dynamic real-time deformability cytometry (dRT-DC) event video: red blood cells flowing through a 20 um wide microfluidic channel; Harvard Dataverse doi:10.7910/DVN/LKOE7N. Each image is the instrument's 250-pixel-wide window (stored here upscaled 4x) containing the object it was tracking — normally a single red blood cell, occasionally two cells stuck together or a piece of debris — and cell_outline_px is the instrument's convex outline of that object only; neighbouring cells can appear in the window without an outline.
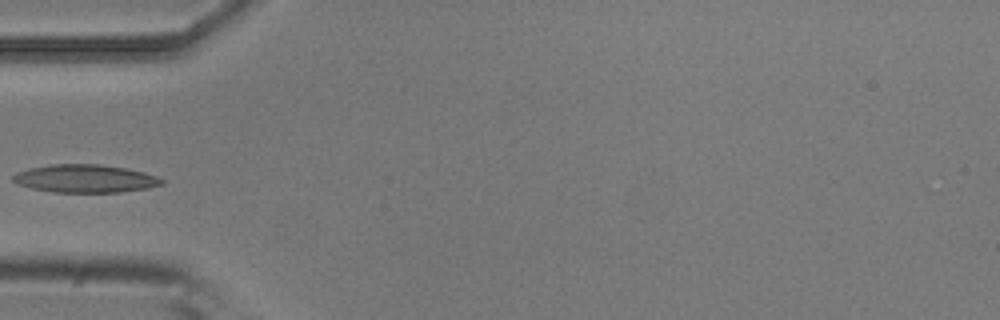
{"species": "common noctule bat (a hibernating species)", "species_latin": "Nyctalus noctula", "temperature_condition": "room temperature", "stored_images_in_passage": 6, "camera_frame_rate_fps": 3000, "um_per_image_px": 0.085, "animal": {"sex": "male", "body_mass_g": 20.5, "forearm_length_mm": 52.5}, "frame": {"image": 1, "passage_image": 5, "time_ms": 1.333, "image_size_px": [1000, 320], "cell_outline_px": [[164, 184], [148, 188], [120, 192], [52, 192], [32, 188], [16, 184], [12, 180], [12, 176], [16, 172], [32, 168], [52, 164], [100, 164], [124, 168], [144, 172], [156, 176], [164, 180]], "centroid_in_image_um": [7.23, 15.18], "position_along_channel_um": 77.8, "area_um2": 24.22}}
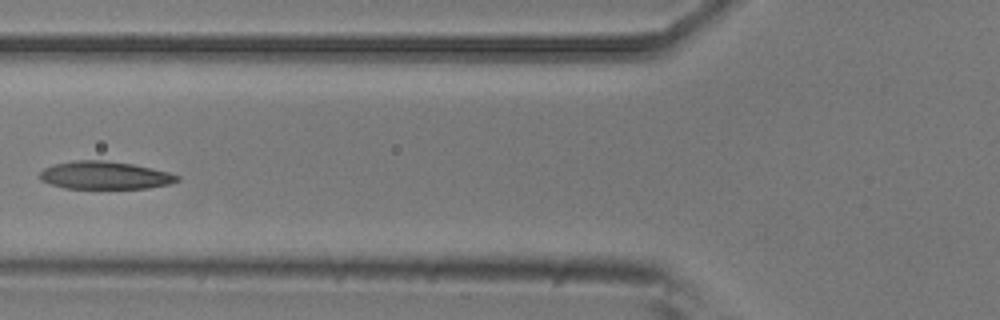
{"frame": {"image": 2, "passage_image": 6, "time_ms": 1.667, "image_size_px": [1000, 320], "cell_outline_px": [[180, 180], [168, 184], [148, 188], [64, 188], [40, 180], [40, 172], [44, 168], [56, 164], [76, 160], [104, 160], [132, 164], [152, 168], [168, 172], [180, 176]], "centroid_in_image_um": [8.92, 14.9], "position_along_channel_um": 116.9, "area_um2": 22.08}}